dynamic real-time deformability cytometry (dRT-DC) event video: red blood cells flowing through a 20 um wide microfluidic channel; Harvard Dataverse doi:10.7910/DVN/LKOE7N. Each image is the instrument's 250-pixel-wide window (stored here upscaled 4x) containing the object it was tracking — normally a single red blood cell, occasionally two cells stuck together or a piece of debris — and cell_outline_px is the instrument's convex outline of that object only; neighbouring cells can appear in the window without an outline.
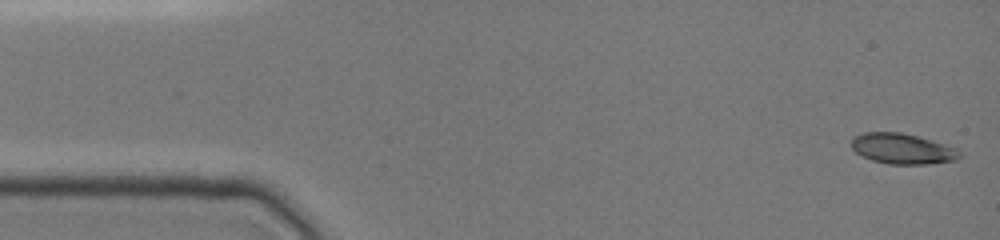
{"species": "common noctule bat (a hibernating species)", "species_latin": "Nyctalus noctula", "temperature_condition": "cold", "stored_images_in_passage": 9, "camera_frame_rate_fps": 3000, "um_per_image_px": 0.085, "animal": {"sex": "female", "body_mass_g": 19.0, "forearm_length_mm": 51.5}, "frame": {"image": 1, "passage_image": 1, "time_ms": 0.0, "image_size_px": [1000, 240], "cell_outline_px": [[964, 156], [956, 160], [928, 164], [888, 164], [872, 160], [856, 152], [852, 148], [852, 136], [864, 132], [900, 132], [916, 136], [944, 144], [956, 148]], "centroid_in_image_um": [76.71, 12.64], "position_along_channel_um": 8.3, "area_um2": 19.19}}